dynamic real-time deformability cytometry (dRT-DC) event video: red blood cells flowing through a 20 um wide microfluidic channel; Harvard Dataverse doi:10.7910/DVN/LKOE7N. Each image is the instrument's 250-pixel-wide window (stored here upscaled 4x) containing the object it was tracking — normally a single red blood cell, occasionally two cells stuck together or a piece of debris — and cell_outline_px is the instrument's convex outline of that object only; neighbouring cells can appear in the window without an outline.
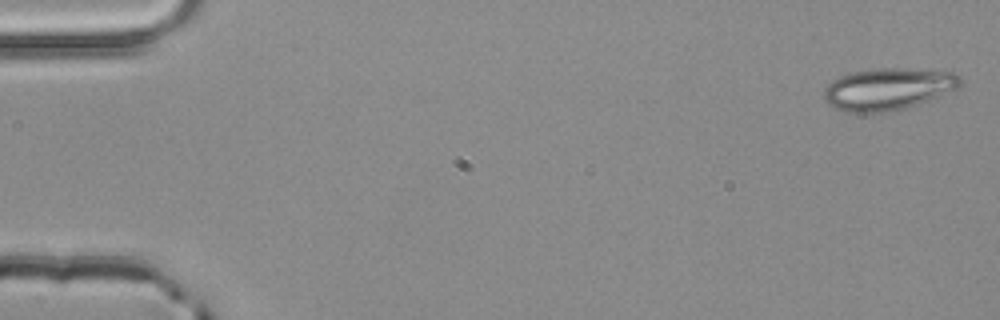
{"species": "common noctule bat (a hibernating species)", "species_latin": "Nyctalus noctula", "temperature_condition": "room temperature", "stored_images_in_passage": 4, "camera_frame_rate_fps": 3000, "um_per_image_px": 0.085, "animal": {"sex": "male", "body_mass_g": 20.4}, "frame": {"image": 1, "passage_image": 1, "time_ms": 0.0, "image_size_px": [1000, 320], "cell_outline_px": [[960, 84], [956, 88], [928, 100], [904, 108], [884, 112], [848, 112], [836, 108], [828, 104], [824, 100], [824, 88], [832, 80], [840, 76], [852, 72], [876, 68], [908, 68], [956, 72], [960, 76]], "centroid_in_image_um": [75.45, 7.54], "position_along_channel_um": 9.5, "area_um2": 33.12}}